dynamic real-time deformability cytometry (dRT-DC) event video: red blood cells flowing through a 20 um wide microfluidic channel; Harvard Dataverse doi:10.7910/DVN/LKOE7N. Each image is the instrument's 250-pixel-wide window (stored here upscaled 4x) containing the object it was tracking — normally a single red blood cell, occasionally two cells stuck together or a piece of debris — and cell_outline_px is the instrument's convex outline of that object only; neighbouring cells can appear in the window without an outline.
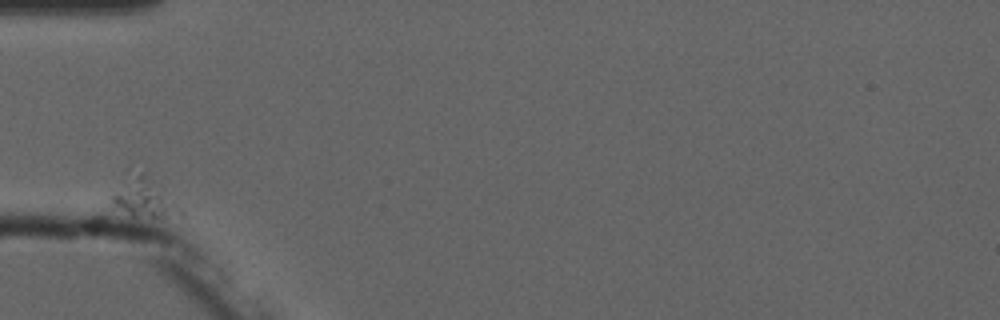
{"species": "common noctule bat (a hibernating species)", "species_latin": "Nyctalus noctula", "temperature_condition": "cold", "stored_images_in_passage": 1, "camera_frame_rate_fps": 3000, "um_per_image_px": 0.085, "animal": {"sex": "male", "forearm_length_mm": 52.5}, "frame": {"image": 1, "passage_image": 1, "time_ms": 0.0, "image_size_px": [1000, 320], "cell_outline_px": [[184, 216], [132, 216], [116, 204], [112, 200], [112, 196], [140, 172], [144, 172], [184, 212]], "centroid_in_image_um": [12.37, 16.9], "position_along_channel_um": 72.6, "area_um2": 13.58}}